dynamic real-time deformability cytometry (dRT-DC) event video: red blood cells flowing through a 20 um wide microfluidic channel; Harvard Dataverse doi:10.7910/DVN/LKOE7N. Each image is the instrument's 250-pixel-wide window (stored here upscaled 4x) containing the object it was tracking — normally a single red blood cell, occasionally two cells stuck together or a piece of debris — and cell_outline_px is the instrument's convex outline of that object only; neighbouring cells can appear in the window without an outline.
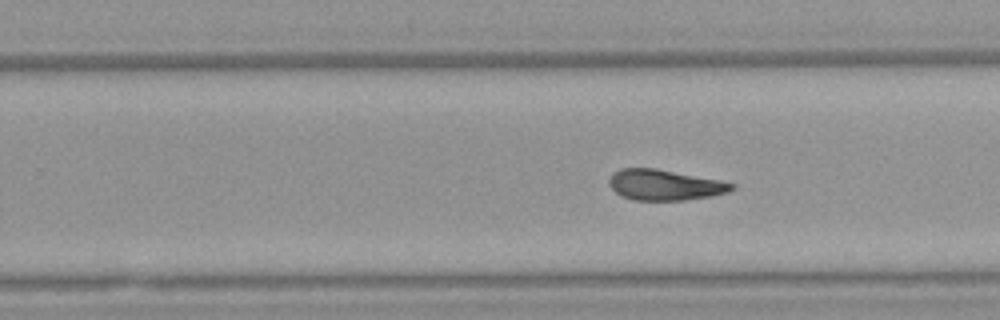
{"species": "Egyptian fruit bat (a non-hibernating species)", "species_latin": "Rousettus aegyptiacus", "temperature_condition": "warm", "stored_images_in_passage": 13, "segment_of_instrument_passage": [2, 2], "camera_frame_rate_fps": 3000, "um_per_image_px": 0.085, "animal": {"sex": "female"}, "frame": {"image": 1, "passage_image": 13, "time_ms": 4.0, "image_size_px": [1000, 320], "cell_outline_px": [[736, 188], [728, 192], [708, 196], [684, 200], [632, 200], [620, 196], [608, 184], [608, 180], [612, 172], [620, 168], [656, 168], [720, 180], [736, 184]], "centroid_in_image_um": [56.46, 15.71], "position_along_channel_um": 273.3, "area_um2": 22.02}}